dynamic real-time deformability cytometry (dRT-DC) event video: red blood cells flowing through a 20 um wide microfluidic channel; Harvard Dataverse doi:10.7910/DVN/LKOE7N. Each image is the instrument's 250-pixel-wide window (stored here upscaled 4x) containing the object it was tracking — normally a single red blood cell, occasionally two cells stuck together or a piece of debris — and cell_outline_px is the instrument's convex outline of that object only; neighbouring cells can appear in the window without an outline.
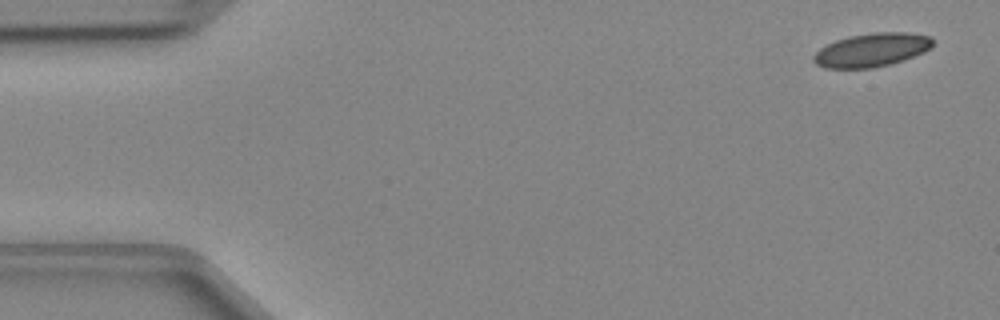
{"species": "Egyptian fruit bat (a non-hibernating species)", "species_latin": "Rousettus aegyptiacus", "temperature_condition": "cold", "stored_images_in_passage": 43, "camera_frame_rate_fps": 3000, "um_per_image_px": 0.085, "animal": {"sex": "female"}, "frame": {"image": 1, "passage_image": 1, "time_ms": 0.0, "image_size_px": [1000, 320], "cell_outline_px": [[932, 44], [924, 52], [904, 60], [872, 68], [824, 68], [816, 64], [812, 60], [812, 56], [820, 48], [836, 40], [848, 36], [872, 32], [908, 32], [932, 36]], "centroid_in_image_um": [74.07, 4.24], "position_along_channel_um": 10.9, "area_um2": 23.35}}
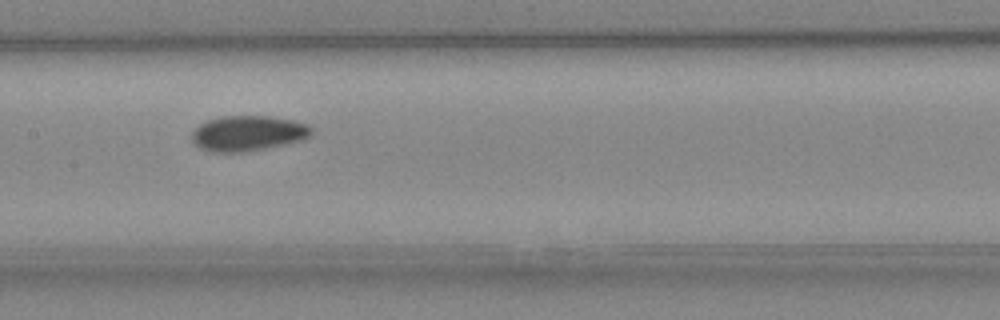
{"frame": {"image": 2, "passage_image": 22, "time_ms": 7.0, "image_size_px": [1000, 320], "cell_outline_px": [[312, 136], [304, 140], [248, 152], [212, 152], [200, 148], [192, 144], [192, 132], [200, 124], [208, 120], [220, 116], [268, 116], [292, 120], [308, 124], [312, 128]], "centroid_in_image_um": [21.09, 11.34], "position_along_channel_um": 186.3, "area_um2": 24.91}}
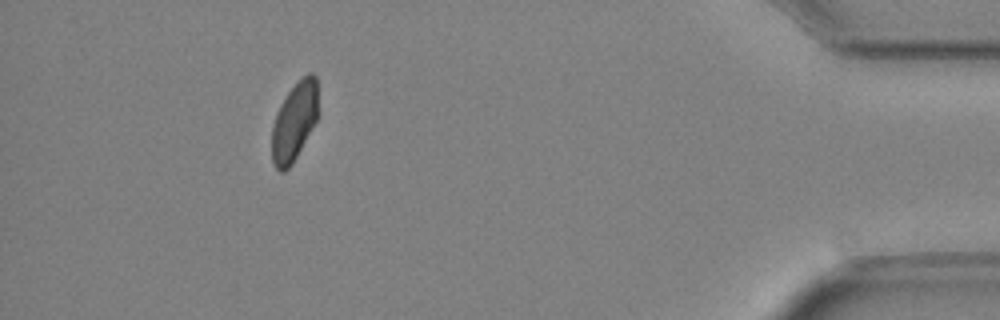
{"frame": {"image": 3, "passage_image": 42, "time_ms": 13.667, "image_size_px": [1000, 320], "cell_outline_px": [[316, 120], [292, 164], [284, 172], [280, 172], [272, 164], [272, 128], [276, 112], [280, 104], [288, 92], [308, 72], [312, 72], [316, 76]], "centroid_in_image_um": [24.97, 10.37], "position_along_channel_um": 410.2, "area_um2": 20.69}}